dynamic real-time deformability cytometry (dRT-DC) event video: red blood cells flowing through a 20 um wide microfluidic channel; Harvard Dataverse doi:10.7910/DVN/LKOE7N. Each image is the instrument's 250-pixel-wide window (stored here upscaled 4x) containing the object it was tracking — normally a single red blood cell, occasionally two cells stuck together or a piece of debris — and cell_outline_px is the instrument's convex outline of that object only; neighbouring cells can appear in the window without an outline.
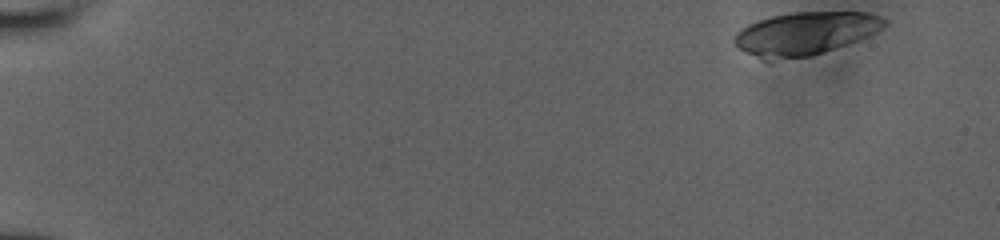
{"species": "human", "species_latin": "Homo sapiens", "temperature_condition": "room temperature", "stored_images_in_passage": 27, "camera_frame_rate_fps": 3000, "um_per_image_px": 0.085, "donor": {"sex": "male"}, "frame": {"image": 1, "passage_image": 1, "time_ms": 0.0, "image_size_px": [1000, 240], "cell_outline_px": [[888, 24], [868, 36], [808, 56], [768, 64], [760, 60], [740, 48], [732, 40], [736, 32], [740, 28], [748, 24], [772, 16], [792, 12], [864, 12], [880, 16], [888, 20]], "centroid_in_image_um": [68.36, 2.87], "position_along_channel_um": 16.6, "area_um2": 37.74}}
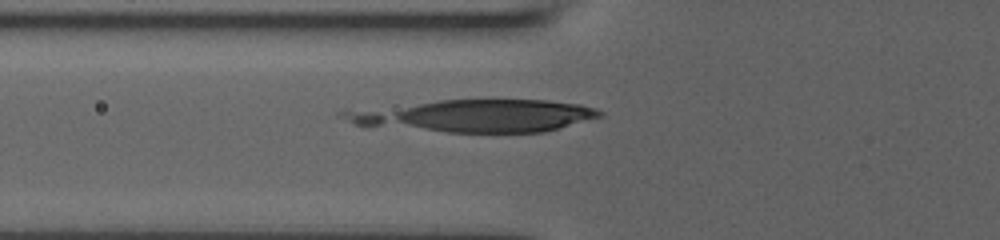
{"frame": {"image": 2, "passage_image": 19, "time_ms": 6.0, "image_size_px": [1000, 240], "cell_outline_px": [[604, 112], [600, 116], [560, 128], [544, 132], [448, 132], [364, 128], [356, 124], [344, 116], [340, 112], [440, 100], [548, 100], [580, 104], [596, 108]], "centroid_in_image_um": [40.38, 9.86], "position_along_channel_um": 85.4, "area_um2": 48.21}}
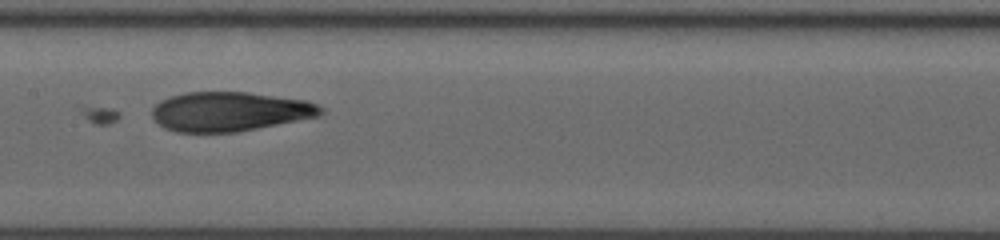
{"frame": {"image": 3, "passage_image": 27, "time_ms": 8.667, "image_size_px": [1000, 240], "cell_outline_px": [[324, 112], [320, 116], [236, 132], [176, 132], [164, 128], [152, 116], [152, 108], [160, 100], [168, 96], [184, 92], [248, 92], [304, 100], [316, 104], [324, 108]], "centroid_in_image_um": [19.5, 9.47], "position_along_channel_um": 187.9, "area_um2": 38.73}}